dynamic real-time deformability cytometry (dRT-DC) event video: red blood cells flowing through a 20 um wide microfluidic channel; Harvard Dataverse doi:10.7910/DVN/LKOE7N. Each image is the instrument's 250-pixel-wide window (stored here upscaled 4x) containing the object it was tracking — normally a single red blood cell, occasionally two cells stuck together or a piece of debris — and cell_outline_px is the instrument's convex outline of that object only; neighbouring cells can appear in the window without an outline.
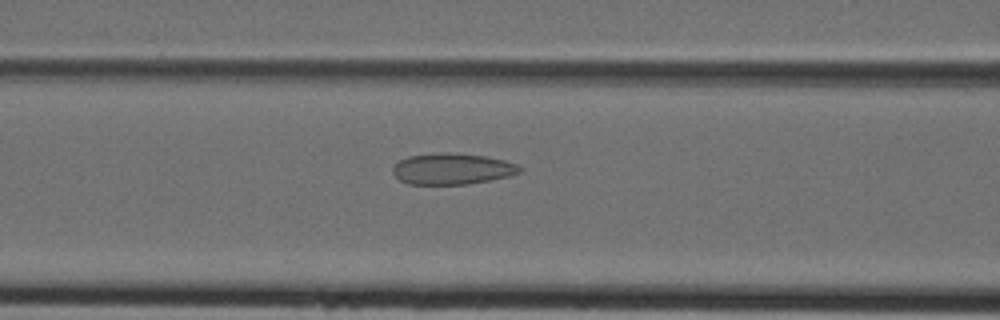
{"species": "Egyptian fruit bat (a non-hibernating species)", "species_latin": "Rousettus aegyptiacus", "temperature_condition": "cold", "stored_images_in_passage": 43, "camera_frame_rate_fps": 3000, "um_per_image_px": 0.085, "animal": {"sex": "female"}, "frame": {"image": 1, "passage_image": 17, "time_ms": 5.333, "image_size_px": [1000, 320], "cell_outline_px": [[524, 168], [520, 172], [508, 176], [468, 184], [408, 184], [400, 180], [392, 172], [392, 168], [400, 160], [408, 156], [448, 152], [484, 156], [504, 160], [516, 164]], "centroid_in_image_um": [38.43, 14.35], "position_along_channel_um": 128.2, "area_um2": 22.83}}
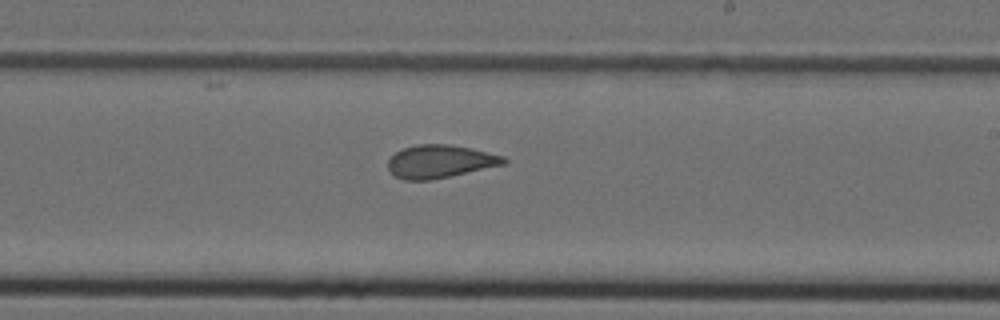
{"frame": {"image": 2, "passage_image": 25, "time_ms": 8.0, "image_size_px": [1000, 320], "cell_outline_px": [[508, 160], [504, 164], [448, 176], [428, 180], [404, 180], [396, 176], [388, 168], [388, 160], [396, 152], [404, 148], [416, 144], [448, 144], [472, 148], [504, 156]], "centroid_in_image_um": [37.39, 13.71], "position_along_channel_um": 251.6, "area_um2": 21.96}}
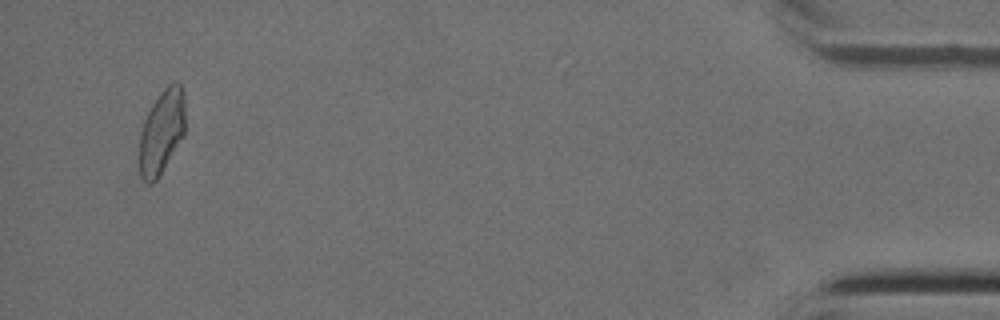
{"frame": {"image": 3, "passage_image": 41, "time_ms": 13.333, "image_size_px": [1000, 320], "cell_outline_px": [[184, 136], [160, 176], [152, 184], [148, 184], [140, 176], [136, 160], [140, 132], [144, 120], [152, 104], [160, 92], [168, 84], [176, 80], [180, 84], [184, 92]], "centroid_in_image_um": [13.7, 11.26], "position_along_channel_um": 421.5, "area_um2": 23.29}}